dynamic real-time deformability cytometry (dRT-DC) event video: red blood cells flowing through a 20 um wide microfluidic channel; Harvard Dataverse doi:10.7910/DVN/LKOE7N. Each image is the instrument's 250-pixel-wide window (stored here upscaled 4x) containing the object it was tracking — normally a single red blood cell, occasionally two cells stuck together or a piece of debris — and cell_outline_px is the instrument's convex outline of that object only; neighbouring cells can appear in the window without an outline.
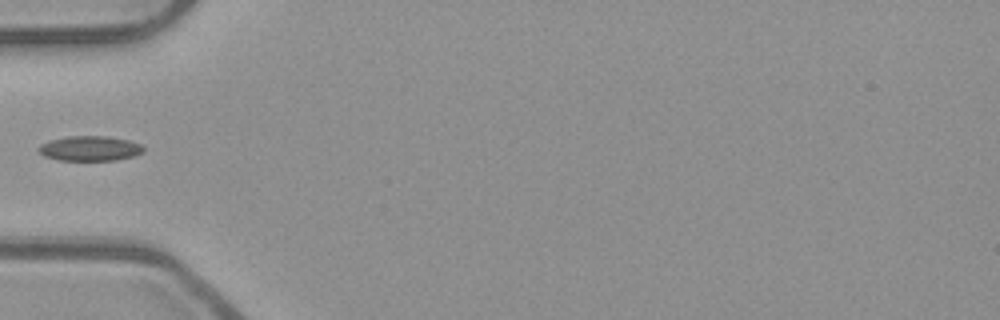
{"species": "common noctule bat (a hibernating species)", "species_latin": "Nyctalus noctula", "temperature_condition": "room temperature", "stored_images_in_passage": 35, "camera_frame_rate_fps": 3000, "um_per_image_px": 0.085, "animal": {"sex": "male", "body_mass_g": 23.1, "forearm_length_mm": 52.7}, "frame": {"image": 1, "passage_image": 1, "time_ms": 0.0, "image_size_px": [1000, 320], "cell_outline_px": [[144, 152], [132, 156], [116, 160], [60, 160], [44, 156], [36, 148], [40, 144], [48, 140], [68, 136], [104, 136], [128, 140], [140, 144], [144, 148]], "centroid_in_image_um": [7.6, 12.61], "position_along_channel_um": 77.4, "area_um2": 15.2}}
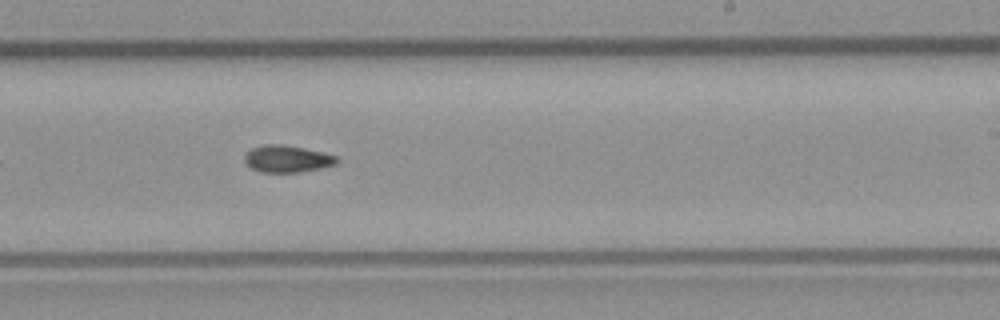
{"frame": {"image": 2, "passage_image": 15, "time_ms": 4.667, "image_size_px": [1000, 320], "cell_outline_px": [[340, 160], [336, 164], [320, 168], [296, 172], [260, 172], [252, 168], [244, 160], [244, 156], [252, 148], [264, 144], [280, 144], [304, 148], [324, 152], [336, 156]], "centroid_in_image_um": [24.42, 13.49], "position_along_channel_um": 264.6, "area_um2": 14.39}}
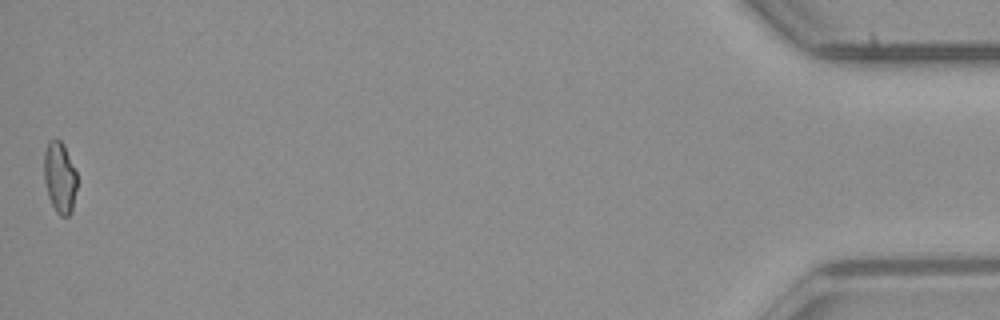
{"frame": {"image": 3, "passage_image": 35, "time_ms": 11.333, "image_size_px": [1000, 320], "cell_outline_px": [[76, 188], [72, 212], [68, 216], [60, 216], [56, 212], [48, 196], [44, 180], [44, 152], [48, 140], [60, 140], [64, 144], [76, 172]], "centroid_in_image_um": [5.07, 15.08], "position_along_channel_um": 430.1, "area_um2": 13.7}}